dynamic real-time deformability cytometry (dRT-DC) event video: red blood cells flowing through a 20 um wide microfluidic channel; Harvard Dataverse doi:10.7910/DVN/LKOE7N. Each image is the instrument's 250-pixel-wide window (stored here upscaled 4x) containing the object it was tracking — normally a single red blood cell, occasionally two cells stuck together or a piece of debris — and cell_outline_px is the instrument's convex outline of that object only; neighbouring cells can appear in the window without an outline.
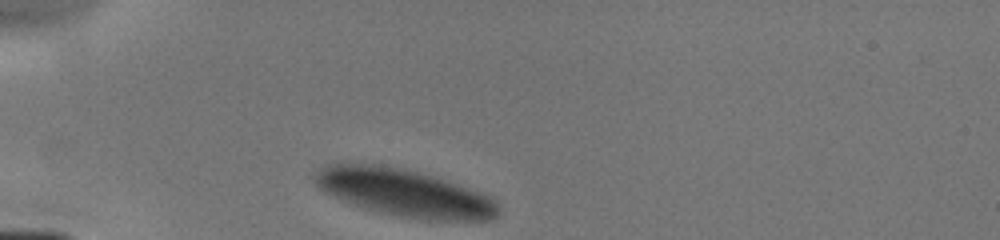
{"species": "human", "species_latin": "Homo sapiens", "temperature_condition": "cold", "stored_images_in_passage": 2, "camera_frame_rate_fps": 3000, "um_per_image_px": 0.085, "donor": {"sex": "male"}, "frame": {"image": 1, "passage_image": 1, "time_ms": 0.0, "image_size_px": [1000, 240], "cell_outline_px": [[500, 212], [492, 220], [424, 220], [396, 216], [376, 212], [352, 204], [332, 196], [324, 192], [312, 180], [312, 176], [320, 168], [332, 164], [372, 164], [400, 168], [432, 176], [480, 192], [496, 200], [500, 204]], "centroid_in_image_um": [34.37, 16.41], "position_along_channel_um": 50.6, "area_um2": 50.52}}